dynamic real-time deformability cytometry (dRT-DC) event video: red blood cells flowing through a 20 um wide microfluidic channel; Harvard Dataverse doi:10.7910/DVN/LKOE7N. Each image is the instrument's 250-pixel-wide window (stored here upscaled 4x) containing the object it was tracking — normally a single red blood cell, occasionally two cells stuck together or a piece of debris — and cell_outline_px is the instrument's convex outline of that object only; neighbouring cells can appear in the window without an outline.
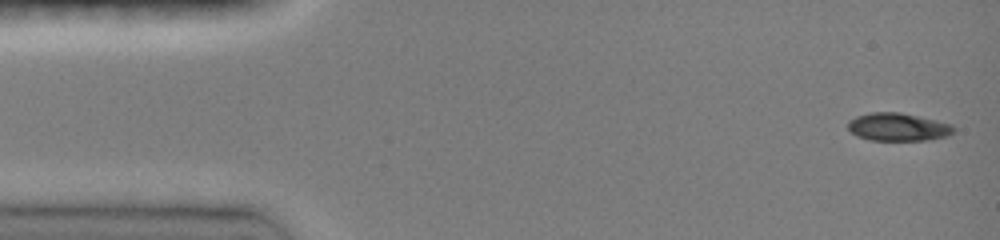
{"species": "common noctule bat (a hibernating species)", "species_latin": "Nyctalus noctula", "temperature_condition": "room temperature", "stored_images_in_passage": 6, "camera_frame_rate_fps": 3000, "um_per_image_px": 0.085, "animal": {"sex": "female", "body_mass_g": 19.0, "forearm_length_mm": 51.5}, "frame": {"image": 1, "passage_image": 1, "time_ms": 0.0, "image_size_px": [1000, 240], "cell_outline_px": [[956, 128], [948, 136], [928, 140], [868, 140], [856, 136], [848, 128], [848, 120], [856, 116], [872, 112], [900, 112], [936, 120], [952, 124]], "centroid_in_image_um": [76.32, 10.79], "position_along_channel_um": 8.7, "area_um2": 17.28}}
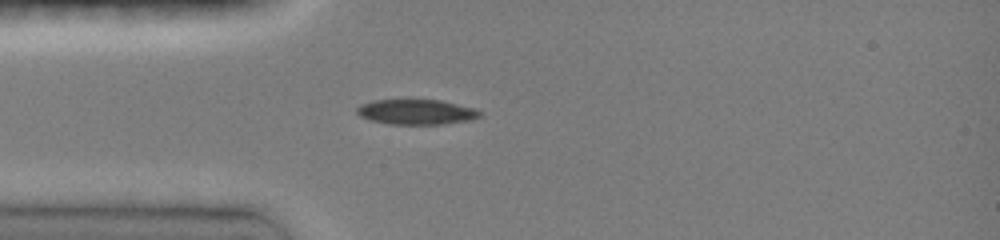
{"frame": {"image": 2, "passage_image": 6, "time_ms": 3.667, "image_size_px": [1000, 240], "cell_outline_px": [[480, 116], [472, 120], [444, 124], [388, 124], [368, 120], [360, 116], [356, 112], [356, 108], [360, 104], [372, 100], [440, 100], [476, 108], [480, 112]], "centroid_in_image_um": [35.37, 9.52], "position_along_channel_um": 49.6, "area_um2": 18.15}}